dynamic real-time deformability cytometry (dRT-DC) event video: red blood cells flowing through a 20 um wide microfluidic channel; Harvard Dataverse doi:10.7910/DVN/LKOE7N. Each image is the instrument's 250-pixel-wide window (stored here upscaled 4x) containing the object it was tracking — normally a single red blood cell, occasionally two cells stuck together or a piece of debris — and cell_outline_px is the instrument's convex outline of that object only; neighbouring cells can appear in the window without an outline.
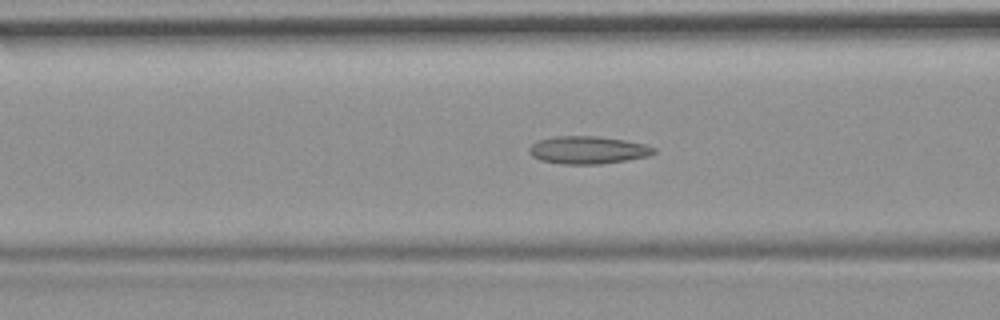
{"species": "common noctule bat (a hibernating species)", "species_latin": "Nyctalus noctula", "temperature_condition": "room temperature", "stored_images_in_passage": 49, "camera_frame_rate_fps": 3000, "um_per_image_px": 0.085, "animal": {"sex": "female", "body_mass_g": 19.9}, "frame": {"image": 1, "passage_image": 16, "time_ms": 5.0, "image_size_px": [1000, 320], "cell_outline_px": [[656, 152], [652, 156], [628, 160], [600, 164], [564, 164], [540, 160], [532, 156], [528, 152], [528, 148], [536, 140], [552, 136], [596, 136], [624, 140], [644, 144], [656, 148]], "centroid_in_image_um": [49.97, 12.75], "position_along_channel_um": 116.6, "area_um2": 20.35}}
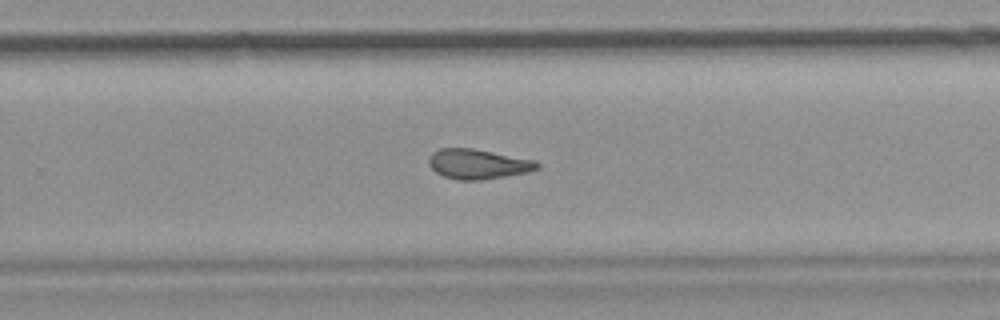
{"frame": {"image": 2, "passage_image": 30, "time_ms": 9.667, "image_size_px": [1000, 320], "cell_outline_px": [[540, 168], [528, 172], [480, 180], [456, 180], [444, 176], [436, 172], [428, 164], [428, 160], [432, 152], [440, 148], [472, 148], [536, 160], [540, 164]], "centroid_in_image_um": [40.63, 13.94], "position_along_channel_um": 289.2, "area_um2": 18.9}}
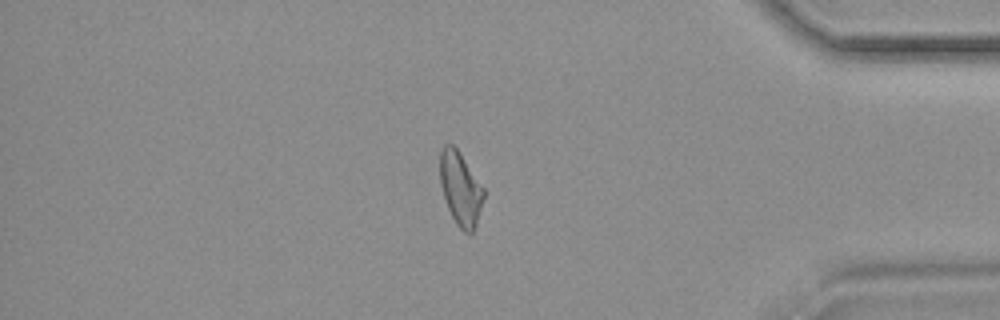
{"frame": {"image": 3, "passage_image": 41, "time_ms": 13.333, "image_size_px": [1000, 320], "cell_outline_px": [[484, 196], [476, 224], [472, 232], [464, 232], [456, 224], [448, 208], [440, 184], [440, 152], [444, 144], [452, 144], [460, 152], [484, 188]], "centroid_in_image_um": [39.13, 16.0], "position_along_channel_um": 396.1, "area_um2": 18.5}, "authors_computed_cell_mechanics": {"area_um2": 19.2474, "velocity_mm_per_s": 3.7061, "shape_relaxation_time_tau1_ms": null, "shape_relaxation_time_tau2_ms": 1.94, "deformation_change_tau1": null, "deformation_change_tau2": 0.0979}}